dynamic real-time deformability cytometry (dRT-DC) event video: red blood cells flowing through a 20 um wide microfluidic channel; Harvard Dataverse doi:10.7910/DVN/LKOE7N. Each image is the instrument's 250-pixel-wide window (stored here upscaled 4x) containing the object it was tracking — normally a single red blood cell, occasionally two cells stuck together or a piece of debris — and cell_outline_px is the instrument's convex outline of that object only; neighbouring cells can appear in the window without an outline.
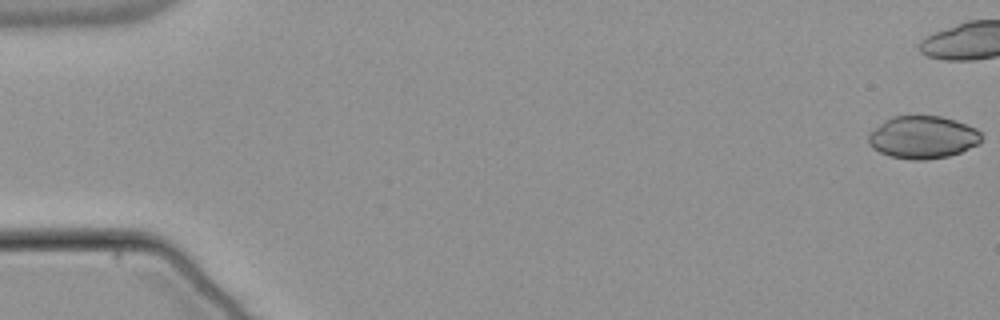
{"species": "common noctule bat (a hibernating species)", "species_latin": "Nyctalus noctula", "temperature_condition": "warm", "stored_images_in_passage": 43, "camera_frame_rate_fps": 3000, "um_per_image_px": 0.085, "animal": {"sex": "male", "body_mass_g": 21.5, "forearm_length_mm": 52.0}, "frame": {"image": 1, "passage_image": 1, "time_ms": 0.0, "image_size_px": [1000, 320], "cell_outline_px": [[980, 144], [960, 152], [948, 156], [924, 160], [912, 160], [888, 156], [872, 148], [868, 144], [868, 132], [884, 120], [892, 116], [940, 116], [956, 120], [976, 128], [980, 132]], "centroid_in_image_um": [78.4, 11.67], "position_along_channel_um": 6.6, "area_um2": 28.26}}